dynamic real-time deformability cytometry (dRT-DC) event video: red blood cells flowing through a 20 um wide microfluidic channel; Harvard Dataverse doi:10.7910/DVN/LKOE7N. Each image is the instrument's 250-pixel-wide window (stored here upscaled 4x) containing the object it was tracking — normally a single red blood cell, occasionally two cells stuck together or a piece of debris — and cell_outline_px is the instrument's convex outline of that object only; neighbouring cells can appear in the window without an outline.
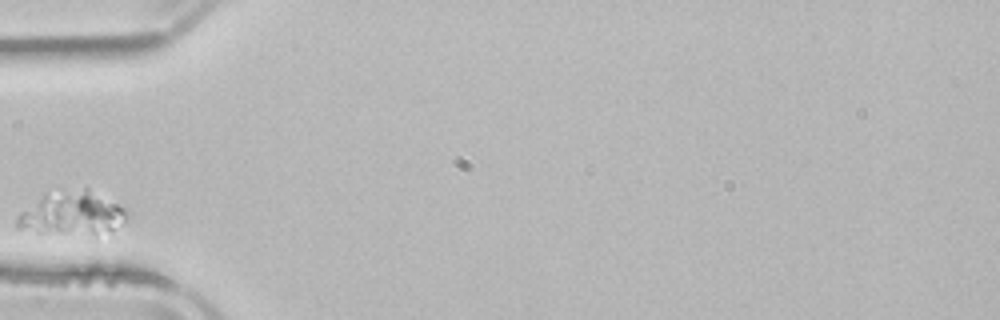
{"species": "common noctule bat (a hibernating species)", "species_latin": "Nyctalus noctula", "temperature_condition": "room temperature", "stored_images_in_passage": 1, "camera_frame_rate_fps": 3000, "um_per_image_px": 0.085, "animal": {"sex": "male", "body_mass_g": 21.5, "forearm_length_mm": 52.0}, "frame": {"image": 1, "passage_image": 1, "time_ms": 0.0, "image_size_px": [1000, 320], "cell_outline_px": [[128, 220], [112, 232], [96, 240], [36, 232], [16, 228], [16, 216], [20, 212], [44, 192], [84, 188], [88, 188], [128, 208]], "centroid_in_image_um": [6.2, 18.22], "position_along_channel_um": 78.8, "area_um2": 30.17}}